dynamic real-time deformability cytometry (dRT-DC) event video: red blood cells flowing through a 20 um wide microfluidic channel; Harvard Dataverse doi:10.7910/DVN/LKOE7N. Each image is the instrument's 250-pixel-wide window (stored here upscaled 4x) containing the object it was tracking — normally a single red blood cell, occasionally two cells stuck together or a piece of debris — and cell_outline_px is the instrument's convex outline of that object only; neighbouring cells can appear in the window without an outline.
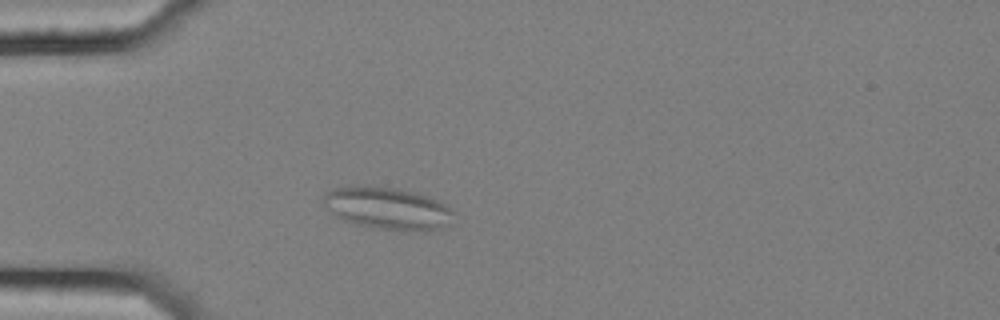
{"species": "common noctule bat (a hibernating species)", "species_latin": "Nyctalus noctula", "temperature_condition": "cold", "stored_images_in_passage": 52, "camera_frame_rate_fps": 3000, "um_per_image_px": 0.085, "animal": {"sex": "female", "body_mass_g": 25.1}, "frame": {"image": 1, "passage_image": 12, "time_ms": 3.667, "image_size_px": [1000, 320], "cell_outline_px": [[456, 212], [448, 224], [440, 228], [428, 232], [400, 232], [356, 224], [344, 220], [336, 216], [320, 200], [324, 192], [332, 188], [400, 188], [416, 192], [428, 196], [444, 204]], "centroid_in_image_um": [33.0, 17.75], "position_along_channel_um": 52.0, "area_um2": 31.96}}
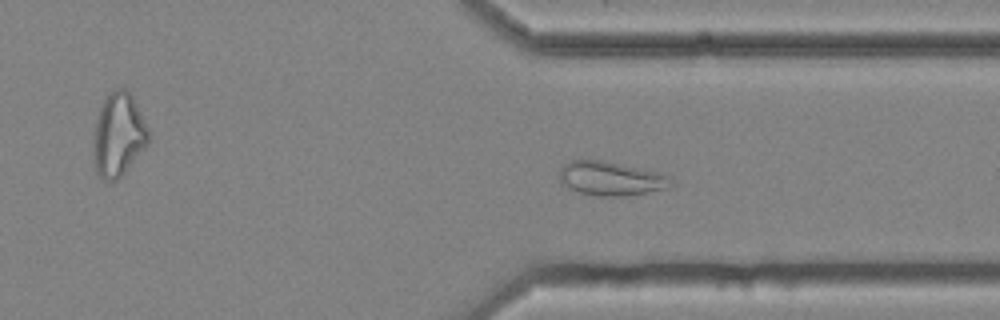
{"frame": {"image": 2, "passage_image": 39, "time_ms": 12.667, "image_size_px": [1000, 320], "cell_outline_px": [[672, 184], [668, 188], [648, 192], [624, 196], [596, 196], [580, 192], [564, 184], [560, 180], [560, 168], [564, 164], [572, 160], [604, 160], [656, 172], [672, 176]], "centroid_in_image_um": [51.95, 15.17], "position_along_channel_um": 359.4, "area_um2": 21.91}}
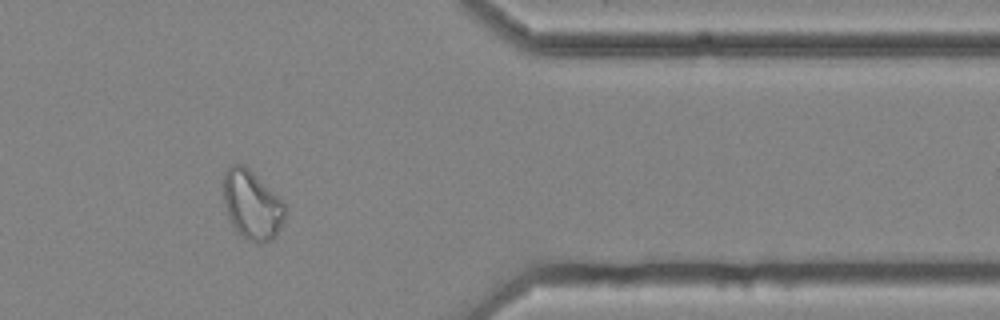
{"frame": {"image": 3, "passage_image": 43, "time_ms": 14.0, "image_size_px": [1000, 320], "cell_outline_px": [[284, 220], [276, 236], [272, 240], [260, 244], [256, 244], [248, 240], [236, 232], [228, 216], [224, 204], [224, 172], [232, 164], [244, 164], [284, 204]], "centroid_in_image_um": [21.39, 17.46], "position_along_channel_um": 390.0, "area_um2": 24.45}, "authors_computed_cell_mechanics": {"area_um2": 24.9118, "velocity_mm_per_s": 3.5458, "shape_relaxation_time_tau1_ms": null, "shape_relaxation_time_tau2_ms": 3.084, "deformation_change_tau1": null, "deformation_change_tau2": 0.0983}}